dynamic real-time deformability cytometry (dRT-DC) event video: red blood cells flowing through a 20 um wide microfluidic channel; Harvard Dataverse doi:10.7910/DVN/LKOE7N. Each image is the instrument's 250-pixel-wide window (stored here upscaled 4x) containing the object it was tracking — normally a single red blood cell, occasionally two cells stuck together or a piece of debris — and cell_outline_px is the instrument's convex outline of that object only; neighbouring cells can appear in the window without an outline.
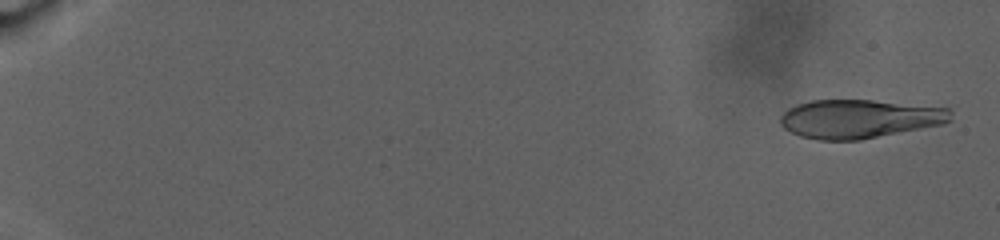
{"species": "human", "species_latin": "Homo sapiens", "temperature_condition": "warm", "stored_images_in_passage": 95, "camera_frame_rate_fps": 3000, "um_per_image_px": 0.085, "donor": {"sex": "male"}, "frame": {"image": 1, "passage_image": 4, "time_ms": 1.0, "image_size_px": [1000, 240], "cell_outline_px": [[952, 120], [944, 124], [860, 140], [820, 140], [800, 136], [784, 128], [780, 124], [780, 116], [788, 108], [796, 104], [812, 100], [872, 100], [948, 108], [952, 112]], "centroid_in_image_um": [73.04, 10.1], "position_along_channel_um": 12.0, "area_um2": 38.44}}
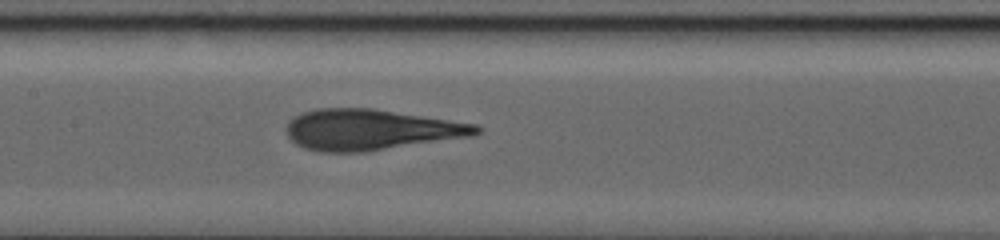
{"frame": {"image": 2, "passage_image": 53, "time_ms": 17.333, "image_size_px": [1000, 240], "cell_outline_px": [[484, 128], [480, 132], [472, 136], [364, 152], [320, 152], [304, 148], [296, 144], [288, 136], [284, 128], [288, 120], [304, 112], [316, 108], [372, 108], [476, 124]], "centroid_in_image_um": [31.48, 11.02], "position_along_channel_um": 175.9, "area_um2": 45.2}}
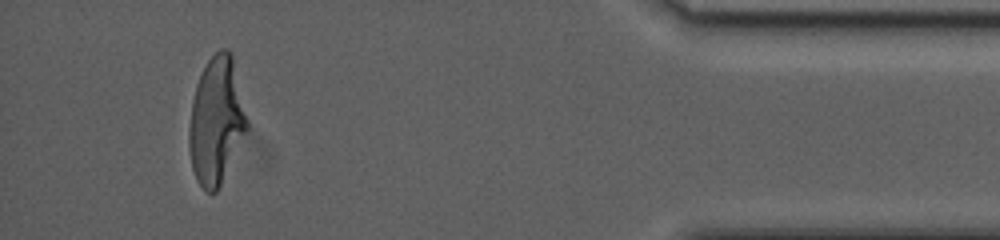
{"frame": {"image": 3, "passage_image": 90, "time_ms": 29.667, "image_size_px": [1000, 240], "cell_outline_px": [[248, 128], [216, 192], [208, 192], [196, 180], [192, 168], [188, 148], [188, 128], [192, 100], [196, 84], [208, 60], [220, 48], [228, 48], [232, 52], [248, 120]], "centroid_in_image_um": [18.37, 10.23], "position_along_channel_um": 416.8, "area_um2": 42.77}, "authors_computed_cell_mechanics": {"area_um2": 43.2922, "velocity_mm_per_s": 2.3235, "shape_relaxation_time_tau1_ms": 11.0046, "shape_relaxation_time_tau2_ms": 1.411, "deformation_change_tau1": 0.3102, "deformation_change_tau2": 0.0949}}